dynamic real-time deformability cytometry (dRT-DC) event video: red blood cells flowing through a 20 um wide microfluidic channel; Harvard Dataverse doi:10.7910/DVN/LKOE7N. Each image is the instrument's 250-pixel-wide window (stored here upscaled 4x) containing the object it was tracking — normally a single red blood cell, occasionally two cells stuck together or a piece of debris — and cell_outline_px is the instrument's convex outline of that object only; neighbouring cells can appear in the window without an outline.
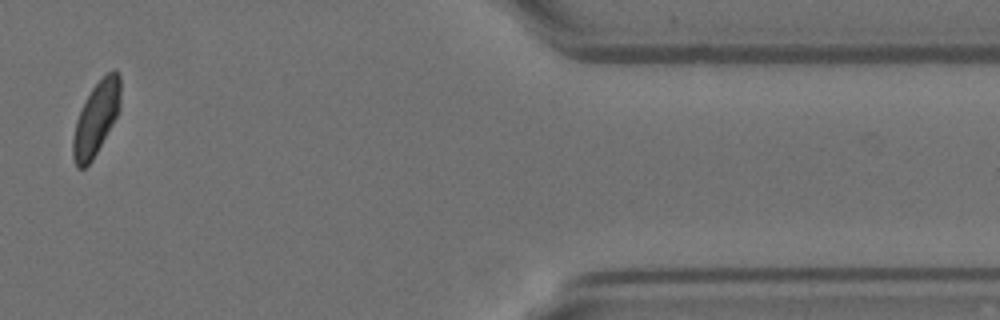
{"species": "Egyptian fruit bat (a non-hibernating species)", "species_latin": "Rousettus aegyptiacus", "temperature_condition": "room temperature", "stored_images_in_passage": 12, "camera_frame_rate_fps": 3000, "um_per_image_px": 0.085, "animal": {"sex": "female"}, "frame": {"image": 1, "passage_image": 10, "time_ms": 3.0, "image_size_px": [1000, 320], "cell_outline_px": [[120, 108], [112, 124], [92, 160], [84, 168], [76, 168], [72, 156], [72, 140], [76, 120], [92, 88], [112, 68], [116, 68], [120, 76]], "centroid_in_image_um": [8.17, 10.07], "position_along_channel_um": 403.2, "area_um2": 20.0}}